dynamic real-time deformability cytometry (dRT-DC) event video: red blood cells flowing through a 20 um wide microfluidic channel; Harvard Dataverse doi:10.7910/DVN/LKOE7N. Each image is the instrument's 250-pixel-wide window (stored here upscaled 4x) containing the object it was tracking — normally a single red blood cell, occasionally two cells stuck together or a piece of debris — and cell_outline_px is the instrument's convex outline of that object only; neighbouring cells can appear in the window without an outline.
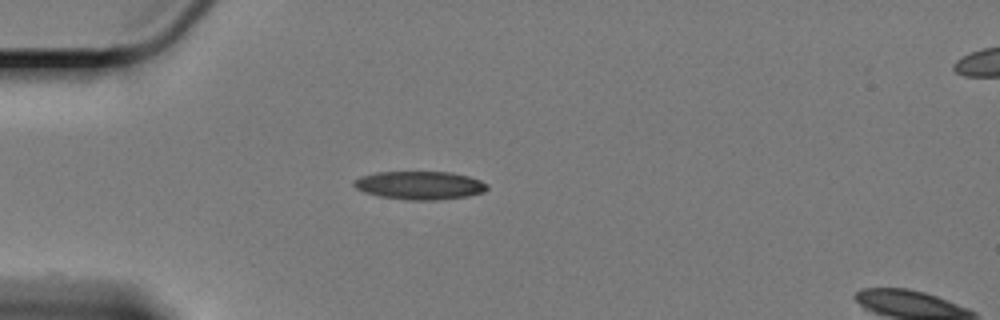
{"species": "Egyptian fruit bat (a non-hibernating species)", "species_latin": "Rousettus aegyptiacus", "temperature_condition": "cold", "stored_images_in_passage": 45, "camera_frame_rate_fps": 3000, "um_per_image_px": 0.085, "animal": {"sex": "female"}, "frame": {"image": 1, "passage_image": 1, "time_ms": 0.0, "image_size_px": [1000, 320], "cell_outline_px": [[488, 188], [484, 192], [468, 196], [436, 200], [408, 200], [380, 196], [364, 192], [356, 188], [352, 184], [352, 180], [360, 176], [376, 172], [448, 172], [468, 176], [480, 180], [488, 184]], "centroid_in_image_um": [35.66, 15.75], "position_along_channel_um": 49.3, "area_um2": 22.02}}
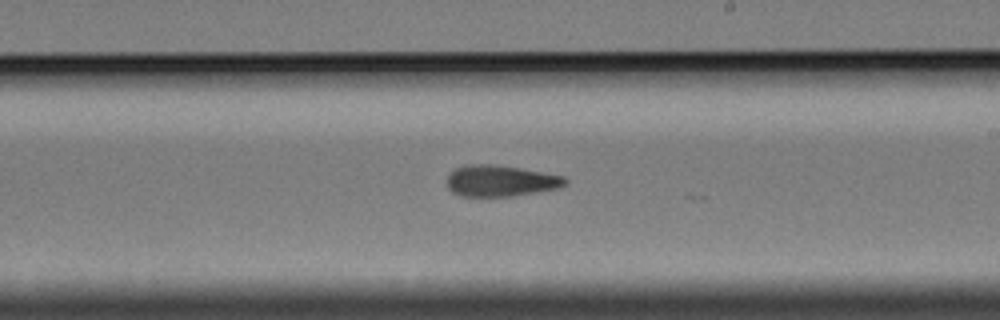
{"frame": {"image": 2, "passage_image": 20, "time_ms": 6.333, "image_size_px": [1000, 320], "cell_outline_px": [[568, 184], [556, 188], [536, 192], [512, 196], [460, 196], [452, 192], [448, 188], [448, 176], [456, 168], [464, 164], [488, 164], [516, 168], [564, 176], [568, 180]], "centroid_in_image_um": [42.53, 15.38], "position_along_channel_um": 246.5, "area_um2": 21.21}}
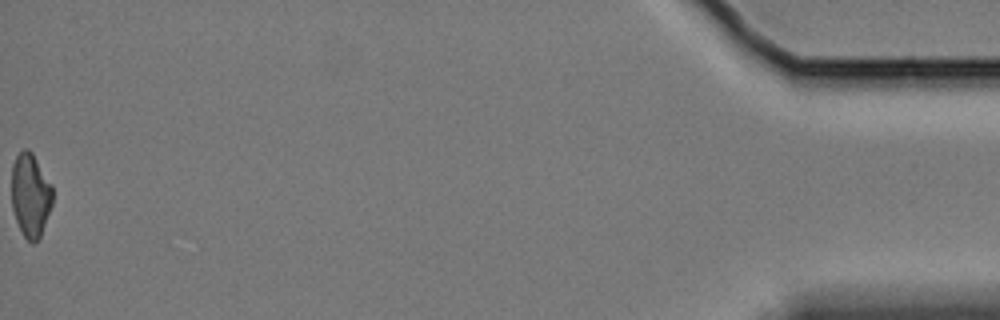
{"frame": {"image": 3, "passage_image": 45, "time_ms": 14.667, "image_size_px": [1000, 320], "cell_outline_px": [[52, 204], [40, 236], [32, 244], [24, 236], [16, 220], [12, 208], [12, 164], [16, 156], [24, 148], [28, 148], [32, 152], [52, 184]], "centroid_in_image_um": [2.58, 16.55], "position_along_channel_um": 432.6, "area_um2": 19.88}, "authors_computed_cell_mechanics": {"area_um2": 21.386, "velocity_mm_per_s": 3.3381, "shape_relaxation_time_tau1_ms": null, "shape_relaxation_time_tau2_ms": 5.3191, "deformation_change_tau1": null, "deformation_change_tau2": 0.1412}}